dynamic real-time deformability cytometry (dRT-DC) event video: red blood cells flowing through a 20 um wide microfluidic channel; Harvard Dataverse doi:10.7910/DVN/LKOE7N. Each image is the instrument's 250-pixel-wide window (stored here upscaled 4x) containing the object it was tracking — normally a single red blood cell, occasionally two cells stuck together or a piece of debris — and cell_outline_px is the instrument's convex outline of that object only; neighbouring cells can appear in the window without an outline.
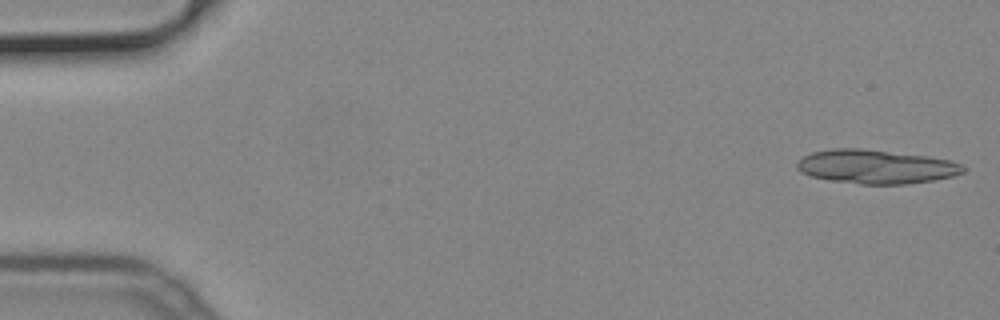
{"species": "common noctule bat (a hibernating species)", "species_latin": "Nyctalus noctula", "temperature_condition": "cold", "stored_images_in_passage": 44, "segment_of_instrument_passage": [1, 2], "camera_frame_rate_fps": 3000, "um_per_image_px": 0.085, "animal": {"sex": "male", "body_mass_g": 19.2, "forearm_length_mm": 51.8}, "frame": {"image": 1, "passage_image": 1, "time_ms": 0.0, "image_size_px": [1000, 320], "cell_outline_px": [[968, 168], [964, 172], [952, 176], [932, 180], [908, 184], [860, 184], [832, 180], [812, 176], [800, 172], [796, 168], [796, 160], [812, 152], [832, 148], [860, 148], [928, 156], [952, 160], [964, 164]], "centroid_in_image_um": [74.48, 14.16], "position_along_channel_um": 10.5, "area_um2": 33.06}}